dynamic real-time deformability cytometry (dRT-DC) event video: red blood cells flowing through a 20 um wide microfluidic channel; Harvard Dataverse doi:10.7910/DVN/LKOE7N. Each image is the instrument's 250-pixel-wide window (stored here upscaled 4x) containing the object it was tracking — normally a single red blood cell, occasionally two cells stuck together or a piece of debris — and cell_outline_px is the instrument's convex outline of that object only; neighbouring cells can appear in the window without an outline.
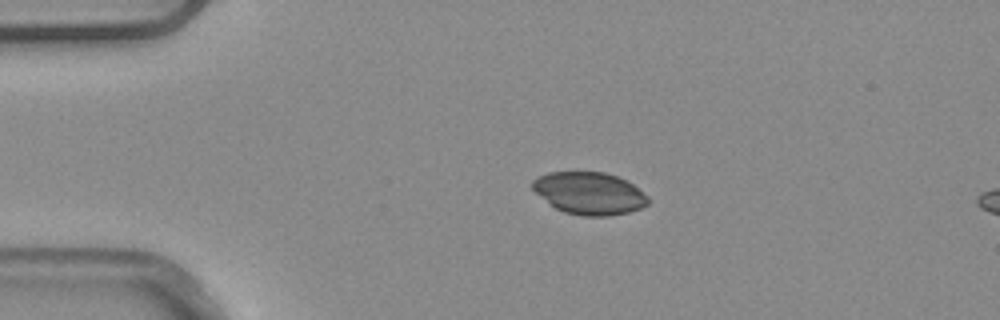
{"species": "common noctule bat (a hibernating species)", "species_latin": "Nyctalus noctula", "temperature_condition": "warm", "stored_images_in_passage": 5, "segment_of_instrument_passage": [1, 2], "camera_frame_rate_fps": 3000, "um_per_image_px": 0.085, "animal": {"sex": "male", "body_mass_g": 20.4}, "frame": {"image": 1, "passage_image": 3, "time_ms": 0.667, "image_size_px": [1000, 320], "cell_outline_px": [[648, 204], [640, 208], [628, 212], [608, 216], [584, 216], [564, 212], [556, 208], [536, 192], [532, 188], [532, 180], [548, 172], [604, 172], [628, 180], [648, 196]], "centroid_in_image_um": [50.12, 16.42], "position_along_channel_um": 34.9, "area_um2": 28.32}}